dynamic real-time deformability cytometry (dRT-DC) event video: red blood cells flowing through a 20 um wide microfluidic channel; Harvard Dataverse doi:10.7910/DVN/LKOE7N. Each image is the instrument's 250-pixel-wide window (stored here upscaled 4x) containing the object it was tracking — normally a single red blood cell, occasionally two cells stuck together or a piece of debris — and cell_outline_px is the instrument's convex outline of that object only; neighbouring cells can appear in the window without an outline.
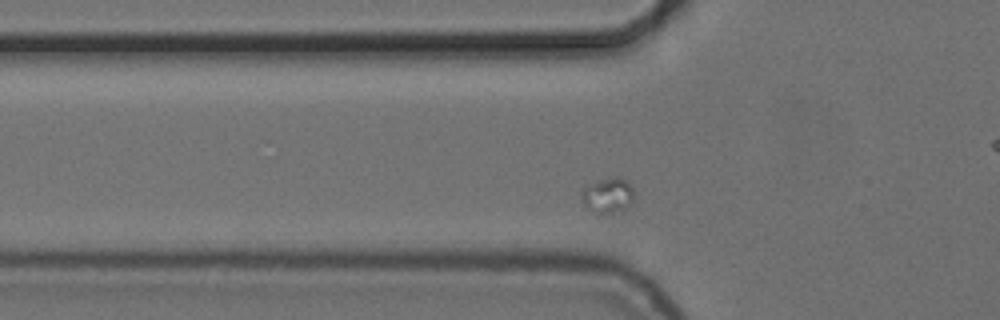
{"species": "common noctule bat (a hibernating species)", "species_latin": "Nyctalus noctula", "temperature_condition": "cold", "stored_images_in_passage": 11, "camera_frame_rate_fps": 3000, "um_per_image_px": 0.085, "animal": {"sex": "female", "body_mass_g": 24.6, "forearm_length_mm": 56.2}, "frame": {"image": 1, "passage_image": 8, "time_ms": 2.333, "image_size_px": [1000, 320], "cell_outline_px": [[632, 204], [628, 208], [612, 212], [596, 212], [588, 208], [580, 200], [580, 192], [584, 188], [600, 180], [616, 176], [628, 180], [632, 188]], "centroid_in_image_um": [51.67, 16.59], "position_along_channel_um": 74.1, "area_um2": 10.58}}